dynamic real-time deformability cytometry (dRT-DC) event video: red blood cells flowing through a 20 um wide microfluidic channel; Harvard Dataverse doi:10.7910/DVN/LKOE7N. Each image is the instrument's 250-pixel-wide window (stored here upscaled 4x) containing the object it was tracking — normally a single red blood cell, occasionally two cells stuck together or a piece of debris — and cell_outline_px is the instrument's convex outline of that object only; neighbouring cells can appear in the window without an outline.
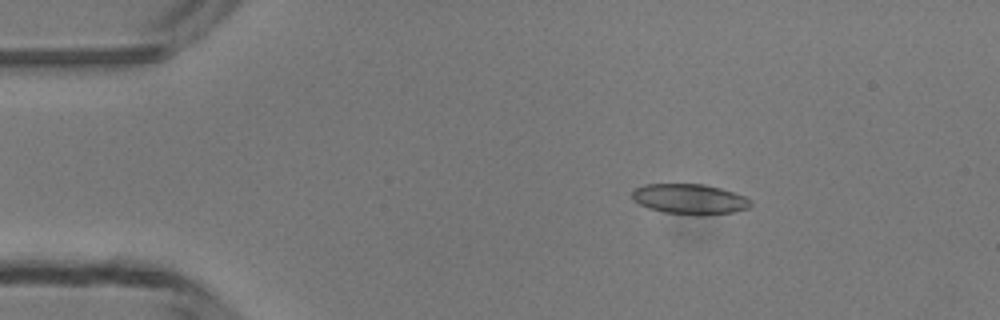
{"species": "common noctule bat (a hibernating species)", "species_latin": "Nyctalus noctula", "temperature_condition": "room temperature", "stored_images_in_passage": 3, "camera_frame_rate_fps": 3000, "um_per_image_px": 0.085, "animal": {"sex": "male", "body_mass_g": 13.3}, "frame": {"image": 1, "passage_image": 2, "time_ms": 1.333, "image_size_px": [1000, 320], "cell_outline_px": [[752, 204], [748, 208], [732, 212], [700, 216], [696, 216], [664, 212], [648, 208], [632, 200], [632, 192], [636, 188], [644, 184], [704, 184], [720, 188], [744, 196], [752, 200]], "centroid_in_image_um": [58.62, 16.93], "position_along_channel_um": 26.4, "area_um2": 21.04}}